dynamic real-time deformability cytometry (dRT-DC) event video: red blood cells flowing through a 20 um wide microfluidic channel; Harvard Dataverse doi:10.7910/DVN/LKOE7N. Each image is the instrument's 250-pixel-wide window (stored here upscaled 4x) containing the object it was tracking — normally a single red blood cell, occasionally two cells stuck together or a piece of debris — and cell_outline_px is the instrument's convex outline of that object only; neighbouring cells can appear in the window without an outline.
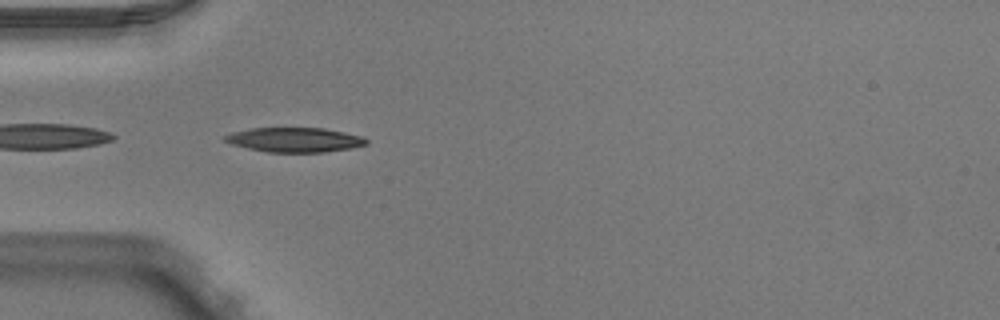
{"species": "Egyptian fruit bat (a non-hibernating species)", "species_latin": "Rousettus aegyptiacus", "temperature_condition": "warm", "stored_images_in_passage": 36, "camera_frame_rate_fps": 3000, "um_per_image_px": 0.085, "animal": {"sex": "male"}, "frame": {"image": 1, "passage_image": 1, "time_ms": 0.0, "image_size_px": [1000, 320], "cell_outline_px": [[368, 144], [352, 148], [324, 152], [268, 152], [248, 148], [232, 144], [224, 140], [224, 136], [232, 132], [252, 128], [324, 128], [364, 136], [368, 140]], "centroid_in_image_um": [25.09, 11.88], "position_along_channel_um": 59.9, "area_um2": 20.23}}
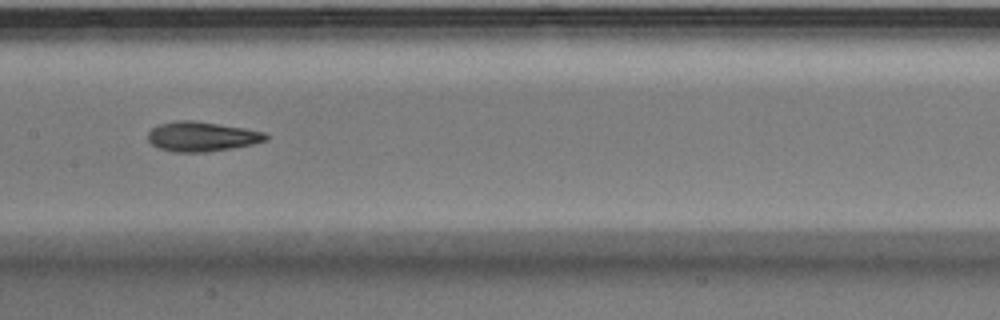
{"frame": {"image": 2, "passage_image": 11, "time_ms": 3.333, "image_size_px": [1000, 320], "cell_outline_px": [[268, 140], [252, 144], [232, 148], [204, 152], [176, 152], [160, 148], [152, 144], [148, 140], [148, 132], [152, 128], [160, 124], [176, 120], [192, 120], [244, 128], [264, 132], [268, 136]], "centroid_in_image_um": [17.15, 11.6], "position_along_channel_um": 190.3, "area_um2": 20.23}, "authors_computed_cell_mechanics": {"area_um2": 20.2589, "velocity_mm_per_s": 3.9789, "shape_relaxation_time_tau1_ms": 4.6143, "shape_relaxation_time_tau2_ms": 2.0226, "deformation_change_tau1": 0.1956, "deformation_change_tau2": 0.1007}}